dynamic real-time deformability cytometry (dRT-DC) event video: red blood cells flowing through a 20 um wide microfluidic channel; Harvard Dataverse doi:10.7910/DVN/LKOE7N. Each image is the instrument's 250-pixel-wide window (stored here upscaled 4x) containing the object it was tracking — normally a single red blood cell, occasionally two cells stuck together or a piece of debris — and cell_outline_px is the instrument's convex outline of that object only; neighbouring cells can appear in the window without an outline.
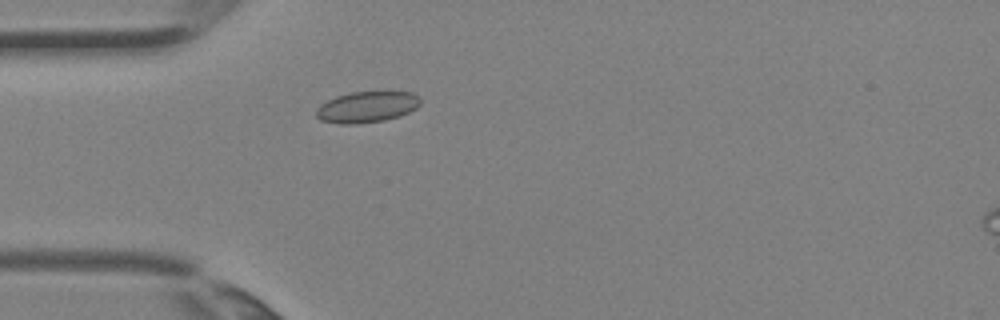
{"species": "Egyptian fruit bat (a non-hibernating species)", "species_latin": "Rousettus aegyptiacus", "temperature_condition": "room temperature", "stored_images_in_passage": 1, "camera_frame_rate_fps": 3000, "um_per_image_px": 0.085, "animal": {"sex": "female"}, "frame": {"image": 1, "passage_image": 1, "time_ms": 0.0, "image_size_px": [1000, 320], "cell_outline_px": [[420, 104], [416, 108], [400, 116], [384, 120], [356, 124], [340, 124], [320, 120], [316, 116], [316, 108], [320, 104], [336, 96], [352, 92], [412, 92], [420, 96]], "centroid_in_image_um": [31.18, 9.09], "position_along_channel_um": 53.8, "area_um2": 18.9}}